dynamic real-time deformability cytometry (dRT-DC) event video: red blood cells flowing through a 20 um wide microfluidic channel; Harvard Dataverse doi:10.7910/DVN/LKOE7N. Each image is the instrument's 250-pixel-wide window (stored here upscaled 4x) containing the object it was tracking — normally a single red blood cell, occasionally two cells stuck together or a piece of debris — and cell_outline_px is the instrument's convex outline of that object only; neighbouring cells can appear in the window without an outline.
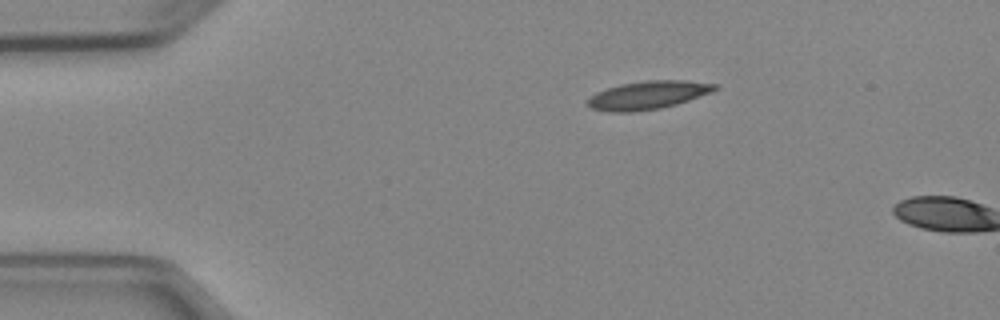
{"species": "Egyptian fruit bat (a non-hibernating species)", "species_latin": "Rousettus aegyptiacus", "temperature_condition": "cold", "stored_images_in_passage": 2, "camera_frame_rate_fps": 3000, "um_per_image_px": 0.085, "animal": {"sex": "female"}, "frame": {"image": 1, "passage_image": 1, "time_ms": 0.0, "image_size_px": [1000, 320], "cell_outline_px": [[720, 88], [712, 92], [676, 104], [660, 108], [632, 112], [608, 112], [592, 108], [584, 104], [596, 92], [620, 84], [648, 80], [684, 80], [720, 84]], "centroid_in_image_um": [55.1, 8.08], "position_along_channel_um": 29.9, "area_um2": 20.98}}